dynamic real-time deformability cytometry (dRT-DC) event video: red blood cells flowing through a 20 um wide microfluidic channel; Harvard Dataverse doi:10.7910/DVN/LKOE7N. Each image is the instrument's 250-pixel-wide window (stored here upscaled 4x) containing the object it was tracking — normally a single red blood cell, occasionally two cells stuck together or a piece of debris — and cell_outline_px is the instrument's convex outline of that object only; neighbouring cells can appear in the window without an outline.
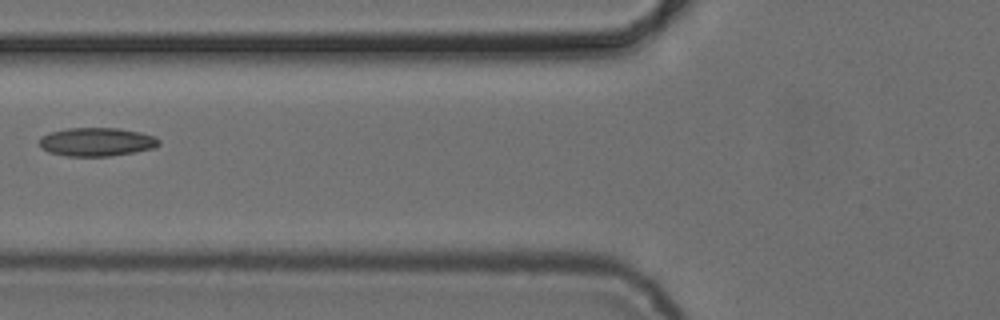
{"species": "common noctule bat (a hibernating species)", "species_latin": "Nyctalus noctula", "temperature_condition": "cold", "stored_images_in_passage": 3, "camera_frame_rate_fps": 3000, "um_per_image_px": 0.085, "animal": {"sex": "female", "body_mass_g": 24.6, "forearm_length_mm": 56.2}, "frame": {"image": 1, "passage_image": 2, "time_ms": 1.333, "image_size_px": [1000, 320], "cell_outline_px": [[160, 144], [156, 148], [112, 156], [64, 156], [48, 152], [40, 148], [40, 136], [52, 132], [68, 128], [120, 128], [140, 132], [156, 136], [160, 140]], "centroid_in_image_um": [8.24, 12.06], "position_along_channel_um": 117.6, "area_um2": 20.11}}
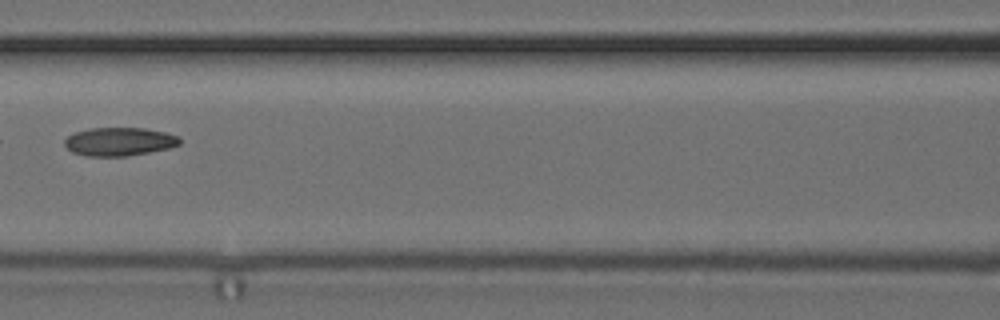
{"frame": {"image": 2, "passage_image": 3, "time_ms": 2.333, "image_size_px": [1000, 320], "cell_outline_px": [[180, 144], [172, 148], [128, 156], [84, 156], [72, 152], [64, 144], [64, 140], [68, 136], [76, 132], [92, 128], [144, 128], [164, 132], [180, 136]], "centroid_in_image_um": [10.17, 12.04], "position_along_channel_um": 156.4, "area_um2": 19.13}}